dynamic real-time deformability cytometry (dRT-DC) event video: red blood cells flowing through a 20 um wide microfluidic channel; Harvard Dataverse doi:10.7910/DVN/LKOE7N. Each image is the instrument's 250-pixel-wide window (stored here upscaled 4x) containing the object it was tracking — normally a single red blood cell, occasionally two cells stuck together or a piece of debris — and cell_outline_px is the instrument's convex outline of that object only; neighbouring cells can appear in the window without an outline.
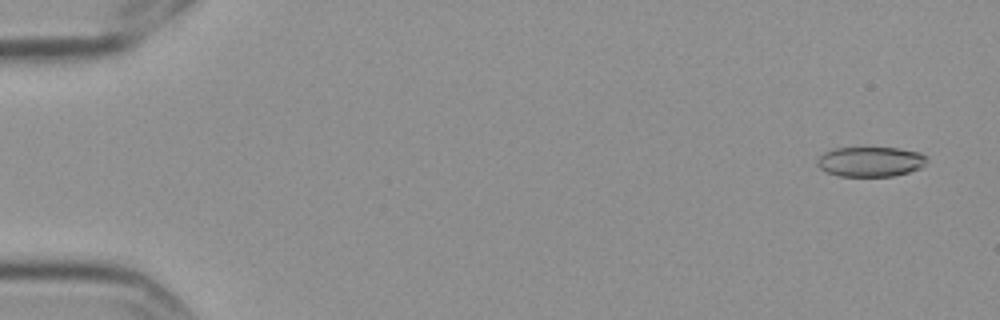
{"species": "Egyptian fruit bat (a non-hibernating species)", "species_latin": "Rousettus aegyptiacus", "temperature_condition": "cold", "stored_images_in_passage": 6, "camera_frame_rate_fps": 3000, "um_per_image_px": 0.085, "frame": {"image": 1, "passage_image": 1, "time_ms": 0.0, "image_size_px": [1000, 320], "cell_outline_px": [[928, 160], [920, 168], [908, 172], [892, 176], [840, 176], [828, 172], [820, 168], [816, 164], [816, 160], [824, 152], [836, 148], [896, 148], [920, 152], [928, 156]], "centroid_in_image_um": [74.0, 13.74], "position_along_channel_um": 11.0, "area_um2": 19.07}}